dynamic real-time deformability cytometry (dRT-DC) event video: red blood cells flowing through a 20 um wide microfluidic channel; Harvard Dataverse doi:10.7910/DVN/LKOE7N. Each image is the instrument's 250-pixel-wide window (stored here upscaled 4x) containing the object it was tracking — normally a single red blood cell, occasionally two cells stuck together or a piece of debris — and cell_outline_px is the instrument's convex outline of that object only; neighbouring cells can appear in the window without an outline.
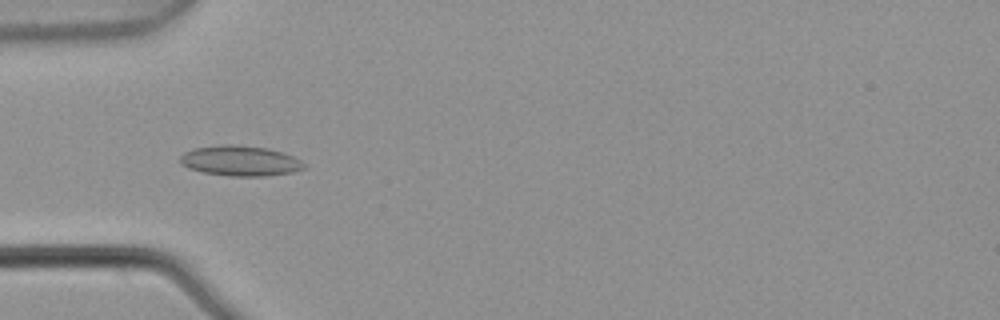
{"species": "common noctule bat (a hibernating species)", "species_latin": "Nyctalus noctula", "temperature_condition": "warm", "stored_images_in_passage": 7, "camera_frame_rate_fps": 3000, "um_per_image_px": 0.085, "animal": {"sex": "male", "body_mass_g": 21.5, "forearm_length_mm": 52.0}, "frame": {"image": 1, "passage_image": 3, "time_ms": 0.667, "image_size_px": [1000, 320], "cell_outline_px": [[308, 164], [304, 168], [292, 172], [264, 176], [228, 176], [204, 172], [188, 168], [180, 164], [180, 156], [184, 152], [196, 148], [224, 144], [232, 144], [268, 148], [284, 152]], "centroid_in_image_um": [20.43, 13.67], "position_along_channel_um": 64.6, "area_um2": 21.91}}
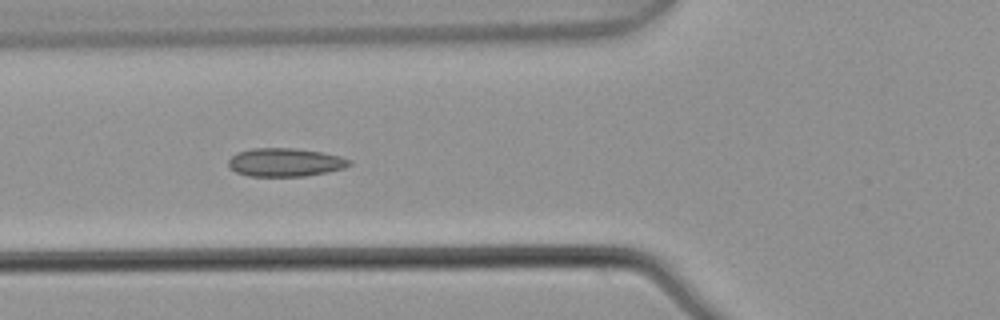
{"frame": {"image": 2, "passage_image": 4, "time_ms": 1.0, "image_size_px": [1000, 320], "cell_outline_px": [[352, 164], [344, 168], [328, 172], [304, 176], [248, 176], [236, 172], [228, 164], [228, 160], [236, 152], [252, 148], [296, 148], [324, 152], [340, 156], [352, 160]], "centroid_in_image_um": [24.27, 13.79], "position_along_channel_um": 101.5, "area_um2": 20.17}}
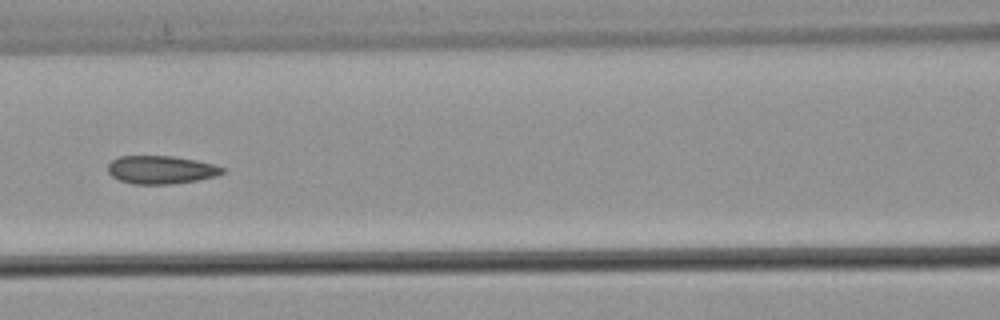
{"frame": {"image": 3, "passage_image": 5, "time_ms": 1.333, "image_size_px": [1000, 320], "cell_outline_px": [[224, 172], [216, 176], [196, 180], [168, 184], [132, 184], [120, 180], [112, 176], [108, 172], [108, 164], [112, 160], [120, 156], [172, 156], [196, 160], [212, 164], [224, 168]], "centroid_in_image_um": [13.66, 14.43], "position_along_channel_um": 152.9, "area_um2": 18.61}}